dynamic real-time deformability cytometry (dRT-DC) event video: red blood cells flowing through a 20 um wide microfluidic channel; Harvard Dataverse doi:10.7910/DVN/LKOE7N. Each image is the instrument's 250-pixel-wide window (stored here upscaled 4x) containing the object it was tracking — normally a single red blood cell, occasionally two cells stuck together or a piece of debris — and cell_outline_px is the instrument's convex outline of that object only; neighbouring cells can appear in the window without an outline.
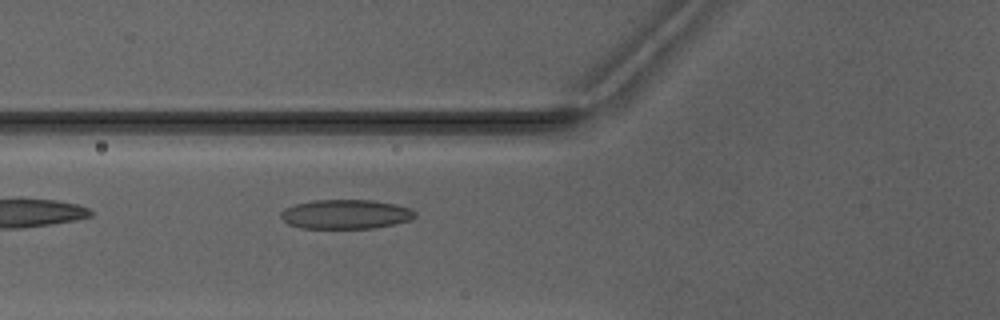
{"species": "Egyptian fruit bat (a non-hibernating species)", "species_latin": "Rousettus aegyptiacus", "temperature_condition": "warm", "stored_images_in_passage": 6, "camera_frame_rate_fps": 3000, "um_per_image_px": 0.085, "animal": {"sex": "male"}, "frame": {"image": 1, "passage_image": 6, "time_ms": 6.0, "image_size_px": [1000, 320], "cell_outline_px": [[416, 216], [412, 220], [396, 224], [372, 228], [300, 228], [288, 224], [280, 216], [280, 212], [284, 208], [296, 204], [312, 200], [372, 200], [396, 204], [412, 208], [416, 212]], "centroid_in_image_um": [29.42, 18.21], "position_along_channel_um": 96.4, "area_um2": 23.18}}